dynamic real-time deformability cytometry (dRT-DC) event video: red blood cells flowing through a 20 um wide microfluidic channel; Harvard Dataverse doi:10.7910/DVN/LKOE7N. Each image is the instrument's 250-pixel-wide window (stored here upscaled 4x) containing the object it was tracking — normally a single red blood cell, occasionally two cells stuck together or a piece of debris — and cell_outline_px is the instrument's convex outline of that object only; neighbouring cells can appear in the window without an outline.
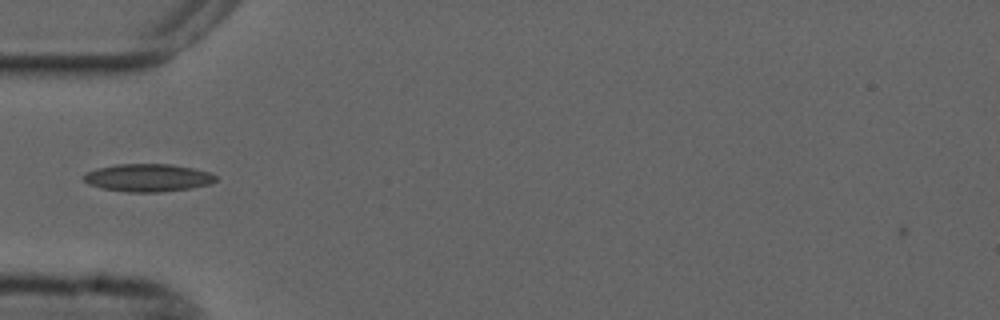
{"species": "common noctule bat (a hibernating species)", "species_latin": "Nyctalus noctula", "temperature_condition": "cold", "stored_images_in_passage": 39, "camera_frame_rate_fps": 3000, "um_per_image_px": 0.085, "animal": {"sex": "male", "forearm_length_mm": 52.5}, "frame": {"image": 1, "passage_image": 2, "time_ms": 0.333, "image_size_px": [1000, 320], "cell_outline_px": [[216, 180], [212, 184], [192, 188], [160, 192], [128, 192], [104, 188], [88, 184], [84, 180], [84, 176], [88, 172], [96, 168], [116, 164], [172, 164], [192, 168], [208, 172], [216, 176]], "centroid_in_image_um": [12.6, 15.11], "position_along_channel_um": 72.4, "area_um2": 21.27}}
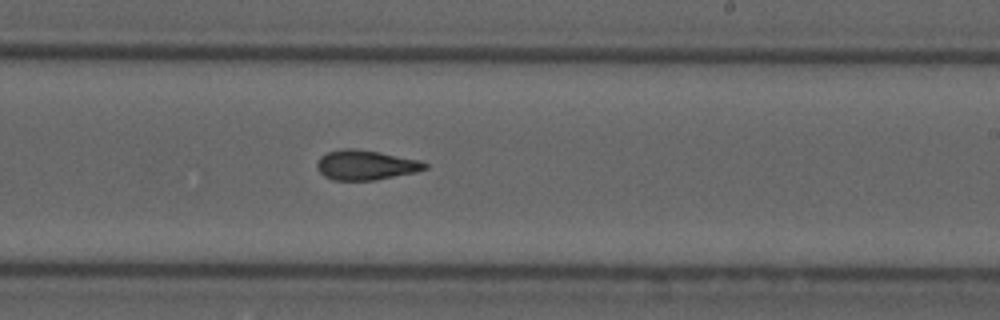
{"frame": {"image": 2, "passage_image": 17, "time_ms": 5.333, "image_size_px": [1000, 320], "cell_outline_px": [[428, 168], [416, 172], [376, 180], [332, 180], [324, 176], [316, 168], [316, 164], [320, 156], [328, 152], [340, 148], [356, 148], [380, 152], [420, 160], [428, 164]], "centroid_in_image_um": [31.07, 14.02], "position_along_channel_um": 257.9, "area_um2": 18.96}}
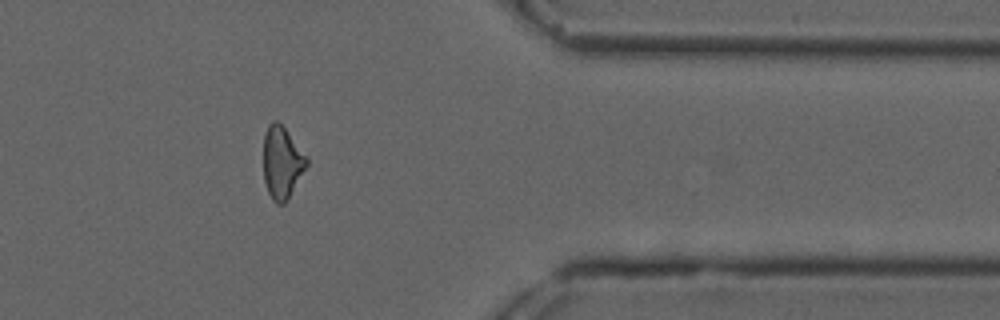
{"frame": {"image": 3, "passage_image": 29, "time_ms": 9.333, "image_size_px": [1000, 320], "cell_outline_px": [[308, 164], [288, 200], [284, 204], [276, 204], [272, 200], [268, 192], [264, 180], [264, 132], [268, 124], [272, 120], [276, 120], [284, 128], [308, 160]], "centroid_in_image_um": [23.94, 13.85], "position_along_channel_um": 387.5, "area_um2": 17.98}, "authors_computed_cell_mechanics": {"area_um2": 18.5538, "velocity_mm_per_s": 3.7009, "shape_relaxation_time_tau1_ms": 7.3418, "shape_relaxation_time_tau2_ms": 2.3546, "deformation_change_tau1": 0.1769, "deformation_change_tau2": 0.0983}}